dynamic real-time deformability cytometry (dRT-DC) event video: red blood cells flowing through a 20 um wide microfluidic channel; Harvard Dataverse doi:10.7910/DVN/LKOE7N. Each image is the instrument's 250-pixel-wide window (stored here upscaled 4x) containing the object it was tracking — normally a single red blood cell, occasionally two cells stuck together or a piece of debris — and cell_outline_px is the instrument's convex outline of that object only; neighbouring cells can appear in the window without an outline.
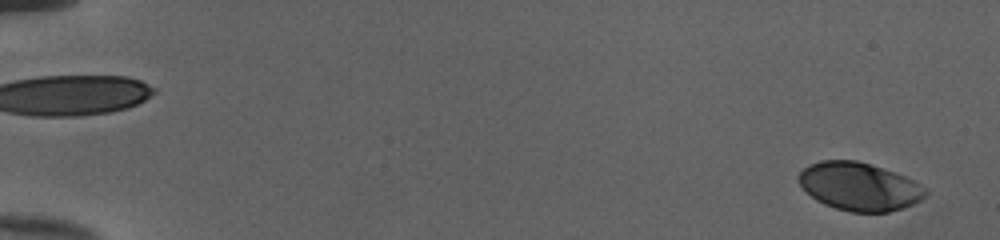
{"species": "human", "species_latin": "Homo sapiens", "temperature_condition": "cold", "stored_images_in_passage": 52, "camera_frame_rate_fps": 3000, "um_per_image_px": 0.085, "donor": {"sex": "female"}, "frame": {"image": 1, "passage_image": 2, "time_ms": 0.333, "image_size_px": [1000, 240], "cell_outline_px": [[928, 192], [920, 200], [912, 204], [888, 212], [852, 212], [836, 208], [824, 204], [816, 200], [796, 180], [796, 176], [808, 164], [820, 160], [856, 160], [872, 164], [904, 176], [928, 188]], "centroid_in_image_um": [73.02, 15.84], "position_along_channel_um": 12.0, "area_um2": 35.49}}
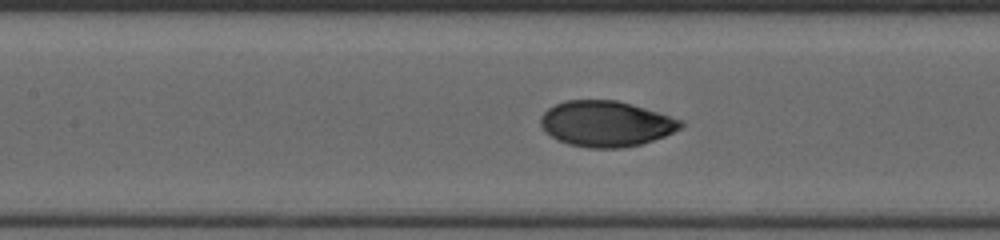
{"frame": {"image": 2, "passage_image": 26, "time_ms": 8.333, "image_size_px": [1000, 240], "cell_outline_px": [[684, 128], [664, 136], [640, 144], [620, 148], [588, 148], [568, 144], [544, 132], [540, 124], [540, 116], [548, 108], [564, 100], [616, 100], [684, 120]], "centroid_in_image_um": [51.51, 10.52], "position_along_channel_um": 155.9, "area_um2": 37.28}}
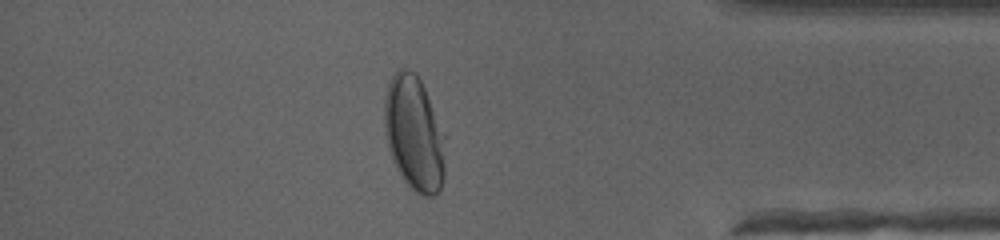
{"frame": {"image": 3, "passage_image": 46, "time_ms": 15.0, "image_size_px": [1000, 240], "cell_outline_px": [[448, 136], [444, 176], [440, 188], [432, 196], [420, 196], [404, 180], [396, 168], [392, 160], [388, 148], [384, 132], [384, 96], [388, 80], [400, 68], [408, 68], [416, 72], [448, 132]], "centroid_in_image_um": [35.25, 11.31], "position_along_channel_um": 400.0, "area_um2": 42.37}, "authors_computed_cell_mechanics": {"area_um2": 37.281, "velocity_mm_per_s": 3.9976, "shape_relaxation_time_tau1_ms": 3.1807, "shape_relaxation_time_tau2_ms": null, "deformation_change_tau1": 0.1693, "deformation_change_tau2": null}}